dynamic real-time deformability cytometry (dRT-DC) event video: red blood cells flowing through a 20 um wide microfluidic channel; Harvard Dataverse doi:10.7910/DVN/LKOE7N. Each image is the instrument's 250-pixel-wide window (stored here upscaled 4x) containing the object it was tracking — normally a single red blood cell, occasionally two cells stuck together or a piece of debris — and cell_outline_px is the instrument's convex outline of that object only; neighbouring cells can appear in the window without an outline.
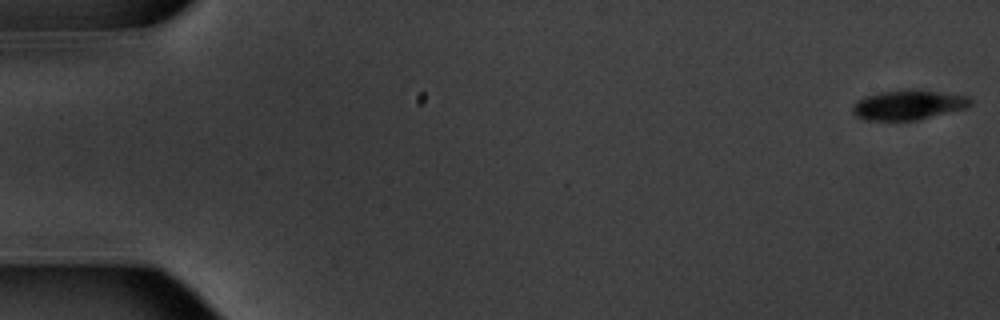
{"species": "common noctule bat (a hibernating species)", "species_latin": "Nyctalus noctula", "temperature_condition": "warm", "stored_images_in_passage": 54, "camera_frame_rate_fps": 3000, "um_per_image_px": 0.085, "animal": {"sex": "male", "body_mass_g": 20.1, "forearm_length_mm": 53.5}, "frame": {"image": 1, "passage_image": 1, "time_ms": 0.0, "image_size_px": [1000, 320], "cell_outline_px": [[972, 104], [968, 108], [920, 120], [864, 120], [856, 116], [852, 112], [852, 104], [856, 100], [864, 96], [880, 92], [936, 92], [968, 96], [972, 100]], "centroid_in_image_um": [77.19, 8.97], "position_along_channel_um": 7.8, "area_um2": 20.0}}
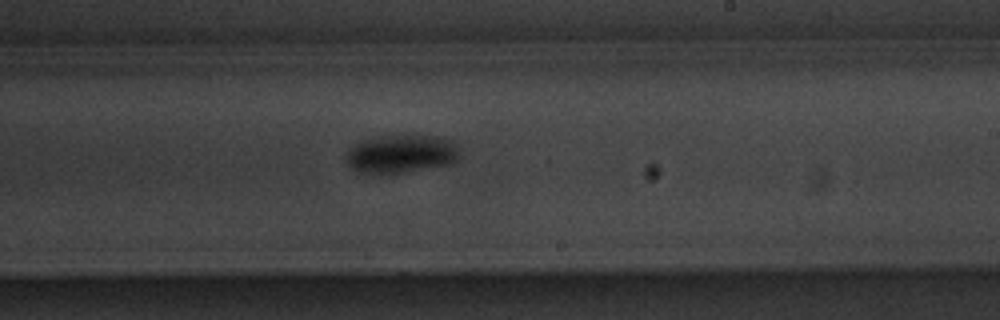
{"frame": {"image": 2, "passage_image": 33, "time_ms": 10.667, "image_size_px": [1000, 320], "cell_outline_px": [[456, 160], [448, 164], [404, 172], [380, 176], [360, 172], [348, 168], [344, 160], [348, 152], [360, 140], [380, 136], [404, 132], [440, 136], [452, 140], [456, 148]], "centroid_in_image_um": [34.01, 13.05], "position_along_channel_um": 255.0, "area_um2": 26.24}}
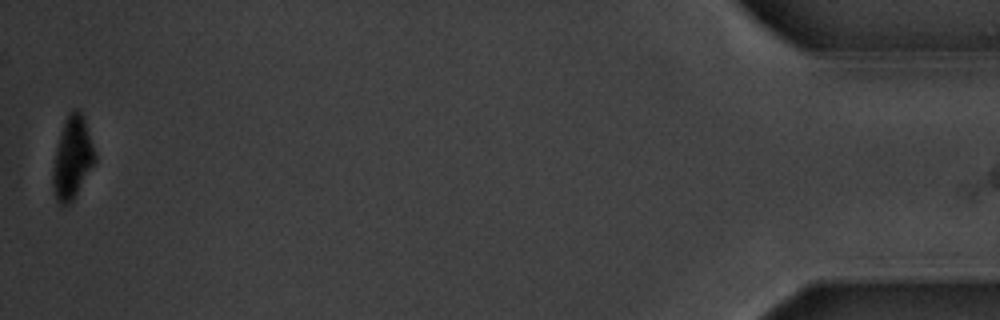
{"frame": {"image": 3, "passage_image": 54, "time_ms": 17.667, "image_size_px": [1000, 320], "cell_outline_px": [[96, 160], [72, 200], [68, 204], [60, 204], [56, 200], [52, 184], [52, 172], [56, 148], [68, 112], [72, 108], [80, 108], [84, 116], [96, 156]], "centroid_in_image_um": [6.14, 13.37], "position_along_channel_um": 429.1, "area_um2": 19.88}, "authors_computed_cell_mechanics": {"area_um2": 22.6865, "velocity_mm_per_s": 3.7515, "shape_relaxation_time_tau1_ms": 2.0683, "shape_relaxation_time_tau2_ms": null, "deformation_change_tau1": 0.1445, "deformation_change_tau2": null}}